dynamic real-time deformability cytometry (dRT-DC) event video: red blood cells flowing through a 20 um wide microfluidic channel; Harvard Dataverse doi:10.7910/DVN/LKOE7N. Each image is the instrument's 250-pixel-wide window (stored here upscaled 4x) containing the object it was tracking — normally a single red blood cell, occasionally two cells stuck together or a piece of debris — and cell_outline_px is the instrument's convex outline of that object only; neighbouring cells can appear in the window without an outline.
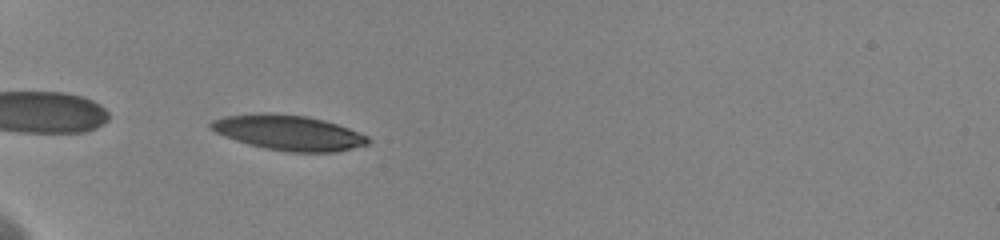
{"species": "human", "species_latin": "Homo sapiens", "temperature_condition": "cold", "stored_images_in_passage": 36, "camera_frame_rate_fps": 3000, "um_per_image_px": 0.085, "donor": {"sex": "female"}, "frame": {"image": 1, "passage_image": 1, "time_ms": 0.0, "image_size_px": [1000, 240], "cell_outline_px": [[372, 140], [368, 144], [336, 152], [288, 152], [264, 148], [248, 144], [224, 136], [208, 128], [208, 124], [212, 120], [224, 116], [264, 112], [308, 116], [324, 120], [348, 128], [368, 136]], "centroid_in_image_um": [24.51, 11.27], "position_along_channel_um": 60.5, "area_um2": 32.31}, "authors_computed_cell_mechanics": {"area_um2": 32.3391, "velocity_mm_per_s": 3.6015, "shape_relaxation_time_tau1_ms": 4.4395, "shape_relaxation_time_tau2_ms": 1.9097, "deformation_change_tau1": 0.1638, "deformation_change_tau2": 0.0828}}